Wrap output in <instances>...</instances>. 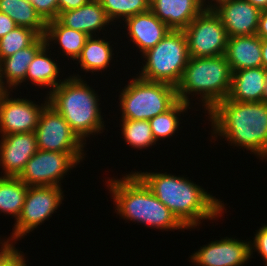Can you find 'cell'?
Here are the masks:
<instances>
[{
	"label": "cell",
	"mask_w": 267,
	"mask_h": 266,
	"mask_svg": "<svg viewBox=\"0 0 267 266\" xmlns=\"http://www.w3.org/2000/svg\"><path fill=\"white\" fill-rule=\"evenodd\" d=\"M133 172L189 230L198 229L207 219L213 221L222 218L227 210L220 198L217 199L213 193L189 180V177L167 172Z\"/></svg>",
	"instance_id": "cell-1"
},
{
	"label": "cell",
	"mask_w": 267,
	"mask_h": 266,
	"mask_svg": "<svg viewBox=\"0 0 267 266\" xmlns=\"http://www.w3.org/2000/svg\"><path fill=\"white\" fill-rule=\"evenodd\" d=\"M211 142L222 138L238 149L267 161V103L239 102L228 98L218 102L208 113ZM240 147V148H239Z\"/></svg>",
	"instance_id": "cell-2"
},
{
	"label": "cell",
	"mask_w": 267,
	"mask_h": 266,
	"mask_svg": "<svg viewBox=\"0 0 267 266\" xmlns=\"http://www.w3.org/2000/svg\"><path fill=\"white\" fill-rule=\"evenodd\" d=\"M122 176L108 177L105 187L112 195L116 214L123 220L159 231L188 230L134 172Z\"/></svg>",
	"instance_id": "cell-3"
},
{
	"label": "cell",
	"mask_w": 267,
	"mask_h": 266,
	"mask_svg": "<svg viewBox=\"0 0 267 266\" xmlns=\"http://www.w3.org/2000/svg\"><path fill=\"white\" fill-rule=\"evenodd\" d=\"M81 76L75 73L65 77L47 97L48 104L63 116L72 131L87 145L86 138L104 132L106 121L101 114L98 91L91 88Z\"/></svg>",
	"instance_id": "cell-4"
},
{
	"label": "cell",
	"mask_w": 267,
	"mask_h": 266,
	"mask_svg": "<svg viewBox=\"0 0 267 266\" xmlns=\"http://www.w3.org/2000/svg\"><path fill=\"white\" fill-rule=\"evenodd\" d=\"M231 80L232 71L225 55L190 57L176 86L177 99L191 105L192 99L197 98L201 103L195 104L208 113L218 102L227 99Z\"/></svg>",
	"instance_id": "cell-5"
},
{
	"label": "cell",
	"mask_w": 267,
	"mask_h": 266,
	"mask_svg": "<svg viewBox=\"0 0 267 266\" xmlns=\"http://www.w3.org/2000/svg\"><path fill=\"white\" fill-rule=\"evenodd\" d=\"M141 59L145 60L136 74L138 77L176 87L190 59L184 31L170 30L155 47L143 53Z\"/></svg>",
	"instance_id": "cell-6"
},
{
	"label": "cell",
	"mask_w": 267,
	"mask_h": 266,
	"mask_svg": "<svg viewBox=\"0 0 267 266\" xmlns=\"http://www.w3.org/2000/svg\"><path fill=\"white\" fill-rule=\"evenodd\" d=\"M121 87L119 109L121 119L150 120L169 110L177 101L176 87L133 76Z\"/></svg>",
	"instance_id": "cell-7"
},
{
	"label": "cell",
	"mask_w": 267,
	"mask_h": 266,
	"mask_svg": "<svg viewBox=\"0 0 267 266\" xmlns=\"http://www.w3.org/2000/svg\"><path fill=\"white\" fill-rule=\"evenodd\" d=\"M63 194V187L60 186H29L21 214L13 224L11 236L5 240L17 244L16 241L24 239L44 221H48L64 201Z\"/></svg>",
	"instance_id": "cell-8"
},
{
	"label": "cell",
	"mask_w": 267,
	"mask_h": 266,
	"mask_svg": "<svg viewBox=\"0 0 267 266\" xmlns=\"http://www.w3.org/2000/svg\"><path fill=\"white\" fill-rule=\"evenodd\" d=\"M35 134L38 149L70 153L79 163L85 160L86 145L51 105L47 104L42 110Z\"/></svg>",
	"instance_id": "cell-9"
},
{
	"label": "cell",
	"mask_w": 267,
	"mask_h": 266,
	"mask_svg": "<svg viewBox=\"0 0 267 266\" xmlns=\"http://www.w3.org/2000/svg\"><path fill=\"white\" fill-rule=\"evenodd\" d=\"M183 31L190 57H216L225 54L229 36L212 8H206Z\"/></svg>",
	"instance_id": "cell-10"
},
{
	"label": "cell",
	"mask_w": 267,
	"mask_h": 266,
	"mask_svg": "<svg viewBox=\"0 0 267 266\" xmlns=\"http://www.w3.org/2000/svg\"><path fill=\"white\" fill-rule=\"evenodd\" d=\"M79 163L70 153L38 151L28 160L18 178L27 186H60ZM68 172V173H67ZM64 177V178H63Z\"/></svg>",
	"instance_id": "cell-11"
},
{
	"label": "cell",
	"mask_w": 267,
	"mask_h": 266,
	"mask_svg": "<svg viewBox=\"0 0 267 266\" xmlns=\"http://www.w3.org/2000/svg\"><path fill=\"white\" fill-rule=\"evenodd\" d=\"M13 92L9 91L0 101V135L35 132L48 97L40 105L27 97L14 98Z\"/></svg>",
	"instance_id": "cell-12"
},
{
	"label": "cell",
	"mask_w": 267,
	"mask_h": 266,
	"mask_svg": "<svg viewBox=\"0 0 267 266\" xmlns=\"http://www.w3.org/2000/svg\"><path fill=\"white\" fill-rule=\"evenodd\" d=\"M247 240L224 237L210 241L194 251L189 262L194 266H243L251 261L250 240Z\"/></svg>",
	"instance_id": "cell-13"
},
{
	"label": "cell",
	"mask_w": 267,
	"mask_h": 266,
	"mask_svg": "<svg viewBox=\"0 0 267 266\" xmlns=\"http://www.w3.org/2000/svg\"><path fill=\"white\" fill-rule=\"evenodd\" d=\"M2 177H18L28 160L38 151L35 132L0 136ZM3 173V174H2Z\"/></svg>",
	"instance_id": "cell-14"
},
{
	"label": "cell",
	"mask_w": 267,
	"mask_h": 266,
	"mask_svg": "<svg viewBox=\"0 0 267 266\" xmlns=\"http://www.w3.org/2000/svg\"><path fill=\"white\" fill-rule=\"evenodd\" d=\"M212 9L220 17L229 37L257 33L262 11L247 0H223Z\"/></svg>",
	"instance_id": "cell-15"
},
{
	"label": "cell",
	"mask_w": 267,
	"mask_h": 266,
	"mask_svg": "<svg viewBox=\"0 0 267 266\" xmlns=\"http://www.w3.org/2000/svg\"><path fill=\"white\" fill-rule=\"evenodd\" d=\"M125 22V23H124ZM121 25L140 55L155 47L171 30L151 10L126 18ZM123 23V24H122ZM125 24V26H124Z\"/></svg>",
	"instance_id": "cell-16"
},
{
	"label": "cell",
	"mask_w": 267,
	"mask_h": 266,
	"mask_svg": "<svg viewBox=\"0 0 267 266\" xmlns=\"http://www.w3.org/2000/svg\"><path fill=\"white\" fill-rule=\"evenodd\" d=\"M57 20L62 25L84 32L88 36H96L97 33L99 36L101 32L104 34L103 31H107V27L114 25L99 0H90L77 9L60 12Z\"/></svg>",
	"instance_id": "cell-17"
},
{
	"label": "cell",
	"mask_w": 267,
	"mask_h": 266,
	"mask_svg": "<svg viewBox=\"0 0 267 266\" xmlns=\"http://www.w3.org/2000/svg\"><path fill=\"white\" fill-rule=\"evenodd\" d=\"M205 9L201 0H150V10L171 30H184Z\"/></svg>",
	"instance_id": "cell-18"
},
{
	"label": "cell",
	"mask_w": 267,
	"mask_h": 266,
	"mask_svg": "<svg viewBox=\"0 0 267 266\" xmlns=\"http://www.w3.org/2000/svg\"><path fill=\"white\" fill-rule=\"evenodd\" d=\"M262 39L256 34L228 38L225 57L231 71L257 68L262 66Z\"/></svg>",
	"instance_id": "cell-19"
},
{
	"label": "cell",
	"mask_w": 267,
	"mask_h": 266,
	"mask_svg": "<svg viewBox=\"0 0 267 266\" xmlns=\"http://www.w3.org/2000/svg\"><path fill=\"white\" fill-rule=\"evenodd\" d=\"M45 44V37L39 36L30 46L0 60V76L3 85L9 91L18 89V86L21 87V83H25V76L29 64Z\"/></svg>",
	"instance_id": "cell-20"
},
{
	"label": "cell",
	"mask_w": 267,
	"mask_h": 266,
	"mask_svg": "<svg viewBox=\"0 0 267 266\" xmlns=\"http://www.w3.org/2000/svg\"><path fill=\"white\" fill-rule=\"evenodd\" d=\"M56 48L53 44L48 46L45 44L35 55L32 62L29 64L27 73L25 76V82H30L31 85L41 88L48 89L49 91H45L46 95L50 93L53 89H55L61 82L65 79H58L60 78L61 67L60 65L53 59L51 56V50L54 49L51 47ZM49 53V54H48ZM52 58V59H51ZM60 67V68H59Z\"/></svg>",
	"instance_id": "cell-21"
},
{
	"label": "cell",
	"mask_w": 267,
	"mask_h": 266,
	"mask_svg": "<svg viewBox=\"0 0 267 266\" xmlns=\"http://www.w3.org/2000/svg\"><path fill=\"white\" fill-rule=\"evenodd\" d=\"M266 71L261 66L232 72L227 98L239 102H261Z\"/></svg>",
	"instance_id": "cell-22"
},
{
	"label": "cell",
	"mask_w": 267,
	"mask_h": 266,
	"mask_svg": "<svg viewBox=\"0 0 267 266\" xmlns=\"http://www.w3.org/2000/svg\"><path fill=\"white\" fill-rule=\"evenodd\" d=\"M44 37L48 46L52 43L54 45L58 44V49H60L59 54L61 55L63 53L61 56H65V58L68 57V60L73 61H76L80 56L82 48L89 38L84 32L68 28L62 25L57 19L46 23Z\"/></svg>",
	"instance_id": "cell-23"
},
{
	"label": "cell",
	"mask_w": 267,
	"mask_h": 266,
	"mask_svg": "<svg viewBox=\"0 0 267 266\" xmlns=\"http://www.w3.org/2000/svg\"><path fill=\"white\" fill-rule=\"evenodd\" d=\"M89 36L84 47L82 48L80 56L77 58L75 64L79 65L83 69L84 73H102L110 67L114 54V48L110 45L112 41H108L107 37L102 36ZM106 38V39H105ZM103 70V71H102Z\"/></svg>",
	"instance_id": "cell-24"
},
{
	"label": "cell",
	"mask_w": 267,
	"mask_h": 266,
	"mask_svg": "<svg viewBox=\"0 0 267 266\" xmlns=\"http://www.w3.org/2000/svg\"><path fill=\"white\" fill-rule=\"evenodd\" d=\"M0 11L10 16L17 26L28 27L40 36L46 32V22L28 0H0Z\"/></svg>",
	"instance_id": "cell-25"
},
{
	"label": "cell",
	"mask_w": 267,
	"mask_h": 266,
	"mask_svg": "<svg viewBox=\"0 0 267 266\" xmlns=\"http://www.w3.org/2000/svg\"><path fill=\"white\" fill-rule=\"evenodd\" d=\"M28 187L18 177L0 176V212L10 218H19Z\"/></svg>",
	"instance_id": "cell-26"
},
{
	"label": "cell",
	"mask_w": 267,
	"mask_h": 266,
	"mask_svg": "<svg viewBox=\"0 0 267 266\" xmlns=\"http://www.w3.org/2000/svg\"><path fill=\"white\" fill-rule=\"evenodd\" d=\"M190 106L193 105L178 100L169 110L149 120L156 142L175 136L174 134L181 128L180 123L182 124V122L180 120H183L181 117H184L185 114L183 113H188V110L191 109Z\"/></svg>",
	"instance_id": "cell-27"
},
{
	"label": "cell",
	"mask_w": 267,
	"mask_h": 266,
	"mask_svg": "<svg viewBox=\"0 0 267 266\" xmlns=\"http://www.w3.org/2000/svg\"><path fill=\"white\" fill-rule=\"evenodd\" d=\"M120 124L123 141L131 148L142 150L156 145L148 120L121 119Z\"/></svg>",
	"instance_id": "cell-28"
},
{
	"label": "cell",
	"mask_w": 267,
	"mask_h": 266,
	"mask_svg": "<svg viewBox=\"0 0 267 266\" xmlns=\"http://www.w3.org/2000/svg\"><path fill=\"white\" fill-rule=\"evenodd\" d=\"M109 20L114 24L150 10V0H99Z\"/></svg>",
	"instance_id": "cell-29"
},
{
	"label": "cell",
	"mask_w": 267,
	"mask_h": 266,
	"mask_svg": "<svg viewBox=\"0 0 267 266\" xmlns=\"http://www.w3.org/2000/svg\"><path fill=\"white\" fill-rule=\"evenodd\" d=\"M39 36L31 28L16 26L0 39V60L30 46Z\"/></svg>",
	"instance_id": "cell-30"
},
{
	"label": "cell",
	"mask_w": 267,
	"mask_h": 266,
	"mask_svg": "<svg viewBox=\"0 0 267 266\" xmlns=\"http://www.w3.org/2000/svg\"><path fill=\"white\" fill-rule=\"evenodd\" d=\"M35 8L36 12L47 23L57 19L59 15L58 0H28Z\"/></svg>",
	"instance_id": "cell-31"
},
{
	"label": "cell",
	"mask_w": 267,
	"mask_h": 266,
	"mask_svg": "<svg viewBox=\"0 0 267 266\" xmlns=\"http://www.w3.org/2000/svg\"><path fill=\"white\" fill-rule=\"evenodd\" d=\"M253 239V241L250 240L251 258L253 257V252L256 251L265 262V266H267V223L257 229Z\"/></svg>",
	"instance_id": "cell-32"
},
{
	"label": "cell",
	"mask_w": 267,
	"mask_h": 266,
	"mask_svg": "<svg viewBox=\"0 0 267 266\" xmlns=\"http://www.w3.org/2000/svg\"><path fill=\"white\" fill-rule=\"evenodd\" d=\"M14 245V243L5 239L0 242V266H2L18 250Z\"/></svg>",
	"instance_id": "cell-33"
},
{
	"label": "cell",
	"mask_w": 267,
	"mask_h": 266,
	"mask_svg": "<svg viewBox=\"0 0 267 266\" xmlns=\"http://www.w3.org/2000/svg\"><path fill=\"white\" fill-rule=\"evenodd\" d=\"M14 20L0 11V39L16 27Z\"/></svg>",
	"instance_id": "cell-34"
},
{
	"label": "cell",
	"mask_w": 267,
	"mask_h": 266,
	"mask_svg": "<svg viewBox=\"0 0 267 266\" xmlns=\"http://www.w3.org/2000/svg\"><path fill=\"white\" fill-rule=\"evenodd\" d=\"M90 0H58L59 13L67 10H74L85 5Z\"/></svg>",
	"instance_id": "cell-35"
},
{
	"label": "cell",
	"mask_w": 267,
	"mask_h": 266,
	"mask_svg": "<svg viewBox=\"0 0 267 266\" xmlns=\"http://www.w3.org/2000/svg\"><path fill=\"white\" fill-rule=\"evenodd\" d=\"M23 251L17 250L2 266H27Z\"/></svg>",
	"instance_id": "cell-36"
},
{
	"label": "cell",
	"mask_w": 267,
	"mask_h": 266,
	"mask_svg": "<svg viewBox=\"0 0 267 266\" xmlns=\"http://www.w3.org/2000/svg\"><path fill=\"white\" fill-rule=\"evenodd\" d=\"M256 35L261 39H267V10L261 12Z\"/></svg>",
	"instance_id": "cell-37"
},
{
	"label": "cell",
	"mask_w": 267,
	"mask_h": 266,
	"mask_svg": "<svg viewBox=\"0 0 267 266\" xmlns=\"http://www.w3.org/2000/svg\"><path fill=\"white\" fill-rule=\"evenodd\" d=\"M262 67L267 70V39H262Z\"/></svg>",
	"instance_id": "cell-38"
},
{
	"label": "cell",
	"mask_w": 267,
	"mask_h": 266,
	"mask_svg": "<svg viewBox=\"0 0 267 266\" xmlns=\"http://www.w3.org/2000/svg\"><path fill=\"white\" fill-rule=\"evenodd\" d=\"M253 6H256L259 10L265 11L267 10V0H247Z\"/></svg>",
	"instance_id": "cell-39"
},
{
	"label": "cell",
	"mask_w": 267,
	"mask_h": 266,
	"mask_svg": "<svg viewBox=\"0 0 267 266\" xmlns=\"http://www.w3.org/2000/svg\"><path fill=\"white\" fill-rule=\"evenodd\" d=\"M263 85L264 86H263L261 102L267 103V71L265 73L264 84Z\"/></svg>",
	"instance_id": "cell-40"
},
{
	"label": "cell",
	"mask_w": 267,
	"mask_h": 266,
	"mask_svg": "<svg viewBox=\"0 0 267 266\" xmlns=\"http://www.w3.org/2000/svg\"><path fill=\"white\" fill-rule=\"evenodd\" d=\"M223 1V0H201L202 4L206 8H213L218 2ZM207 3V4H206Z\"/></svg>",
	"instance_id": "cell-41"
},
{
	"label": "cell",
	"mask_w": 267,
	"mask_h": 266,
	"mask_svg": "<svg viewBox=\"0 0 267 266\" xmlns=\"http://www.w3.org/2000/svg\"><path fill=\"white\" fill-rule=\"evenodd\" d=\"M9 92V90L3 85L2 78L0 76V101Z\"/></svg>",
	"instance_id": "cell-42"
}]
</instances>
